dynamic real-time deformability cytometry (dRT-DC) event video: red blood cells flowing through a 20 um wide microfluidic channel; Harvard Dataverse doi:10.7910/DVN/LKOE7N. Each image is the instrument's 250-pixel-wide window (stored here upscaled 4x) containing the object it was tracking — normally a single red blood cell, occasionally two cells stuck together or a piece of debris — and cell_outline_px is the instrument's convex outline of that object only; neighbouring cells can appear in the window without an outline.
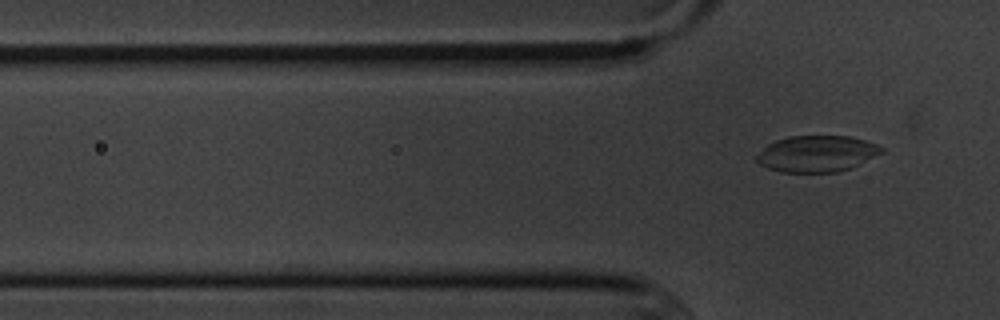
{"species": "common noctule bat (a hibernating species)", "species_latin": "Nyctalus noctula", "temperature_condition": "cold", "stored_images_in_passage": 5, "camera_frame_rate_fps": 3000, "um_per_image_px": 0.085, "animal": {"sex": "male", "body_mass_g": 20.1, "forearm_length_mm": 53.5}, "frame": {"image": 1, "passage_image": 5, "time_ms": 5.667, "image_size_px": [1000, 320], "cell_outline_px": [[884, 152], [852, 168], [836, 172], [780, 172], [768, 168], [760, 164], [756, 160], [756, 156], [768, 144], [776, 140], [788, 136], [848, 136], [864, 140], [876, 144], [884, 148]], "centroid_in_image_um": [69.45, 13.07], "position_along_channel_um": 56.4, "area_um2": 26.41}}